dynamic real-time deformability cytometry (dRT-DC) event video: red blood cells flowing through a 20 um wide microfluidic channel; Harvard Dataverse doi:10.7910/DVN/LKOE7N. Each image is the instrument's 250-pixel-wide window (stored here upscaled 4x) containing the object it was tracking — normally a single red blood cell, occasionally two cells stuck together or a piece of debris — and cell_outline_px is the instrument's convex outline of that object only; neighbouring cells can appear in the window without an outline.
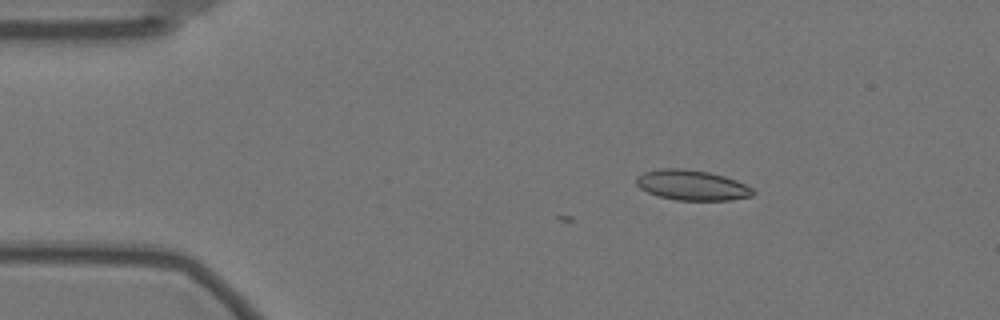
{"species": "Egyptian fruit bat (a non-hibernating species)", "species_latin": "Rousettus aegyptiacus", "temperature_condition": "warm", "stored_images_in_passage": 3, "camera_frame_rate_fps": 3000, "um_per_image_px": 0.085, "animal": {"sex": "female"}, "frame": {"image": 1, "passage_image": 3, "time_ms": 0.667, "image_size_px": [1000, 320], "cell_outline_px": [[756, 192], [752, 196], [732, 200], [676, 200], [660, 196], [648, 192], [640, 188], [636, 184], [636, 176], [644, 172], [660, 168], [680, 168], [708, 172], [724, 176], [736, 180], [752, 188]], "centroid_in_image_um": [58.81, 15.74], "position_along_channel_um": 26.2, "area_um2": 20.52}}